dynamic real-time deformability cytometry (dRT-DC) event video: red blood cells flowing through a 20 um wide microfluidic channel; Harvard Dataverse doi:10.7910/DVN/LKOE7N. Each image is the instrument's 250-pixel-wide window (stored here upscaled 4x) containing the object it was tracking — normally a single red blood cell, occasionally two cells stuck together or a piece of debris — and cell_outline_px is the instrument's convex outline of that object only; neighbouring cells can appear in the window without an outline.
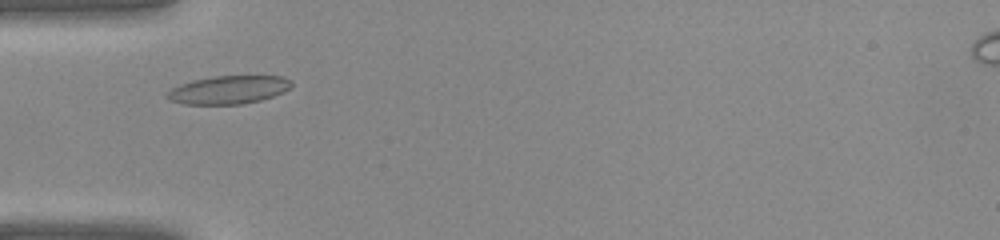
{"species": "common noctule bat (a hibernating species)", "species_latin": "Nyctalus noctula", "temperature_condition": "warm", "stored_images_in_passage": 32, "camera_frame_rate_fps": 3000, "um_per_image_px": 0.085, "animal": {"sex": "female", "body_mass_g": 22.0, "forearm_length_mm": 56.7}, "frame": {"image": 1, "passage_image": 5, "time_ms": 1.333, "image_size_px": [1000, 240], "cell_outline_px": [[292, 88], [284, 92], [260, 100], [240, 104], [184, 104], [168, 100], [164, 96], [172, 88], [180, 84], [192, 80], [216, 76], [284, 76], [292, 80]], "centroid_in_image_um": [19.44, 7.63], "position_along_channel_um": 65.6, "area_um2": 20.52}}
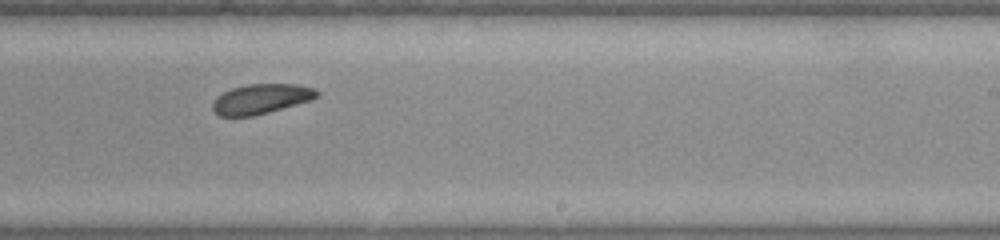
{"frame": {"image": 2, "passage_image": 17, "time_ms": 5.333, "image_size_px": [1000, 240], "cell_outline_px": [[320, 96], [312, 100], [268, 112], [252, 116], [220, 116], [212, 108], [212, 104], [224, 92], [232, 88], [248, 84], [296, 84], [316, 88], [320, 92]], "centroid_in_image_um": [22.27, 8.4], "position_along_channel_um": 266.7, "area_um2": 18.03}}
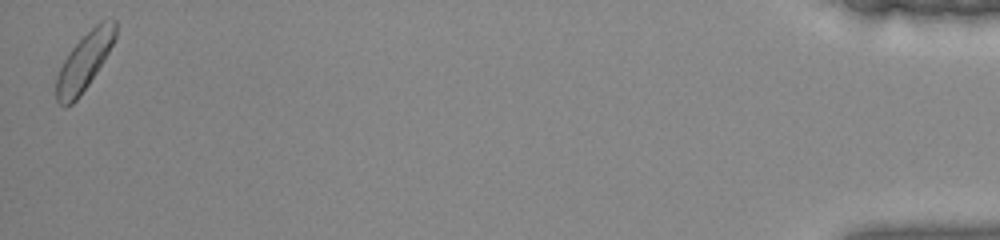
{"frame": {"image": 3, "passage_image": 32, "time_ms": 10.333, "image_size_px": [1000, 240], "cell_outline_px": [[116, 36], [104, 60], [88, 84], [76, 100], [72, 104], [64, 108], [56, 100], [56, 76], [64, 60], [72, 48], [100, 20], [116, 20]], "centroid_in_image_um": [7.15, 5.26], "position_along_channel_um": 428.0, "area_um2": 19.31}}